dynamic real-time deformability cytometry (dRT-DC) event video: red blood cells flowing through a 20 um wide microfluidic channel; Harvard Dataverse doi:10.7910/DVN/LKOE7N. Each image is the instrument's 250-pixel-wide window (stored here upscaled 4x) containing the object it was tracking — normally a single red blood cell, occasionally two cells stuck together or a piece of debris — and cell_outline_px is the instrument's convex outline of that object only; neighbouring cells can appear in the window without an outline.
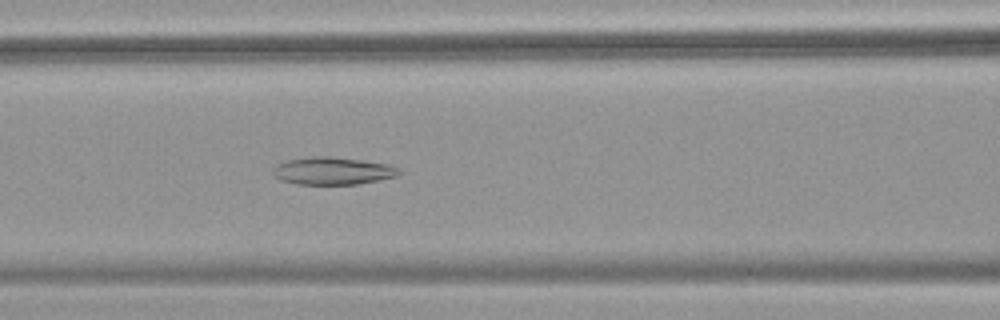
{"species": "common noctule bat (a hibernating species)", "species_latin": "Nyctalus noctula", "temperature_condition": "warm", "stored_images_in_passage": 50, "camera_frame_rate_fps": 3000, "um_per_image_px": 0.085, "animal": {"sex": "female", "body_mass_g": 18.4}, "frame": {"image": 1, "passage_image": 24, "time_ms": 7.667, "image_size_px": [1000, 320], "cell_outline_px": [[400, 172], [396, 176], [356, 184], [300, 184], [280, 180], [272, 172], [272, 168], [276, 164], [288, 160], [312, 156], [332, 156], [388, 164], [396, 168]], "centroid_in_image_um": [28.22, 14.51], "position_along_channel_um": 138.4, "area_um2": 19.94}}
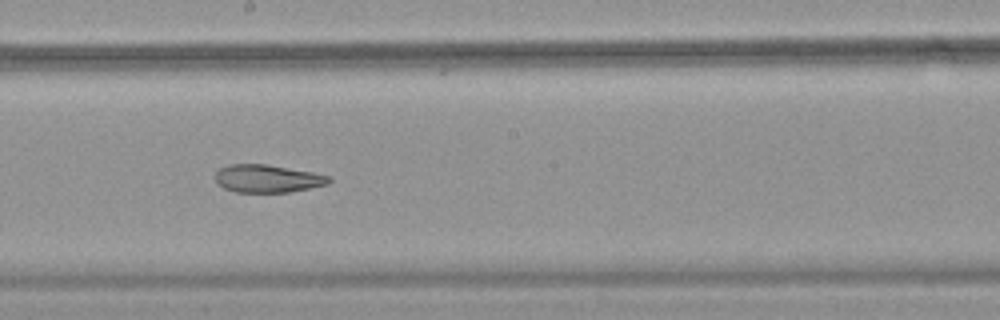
{"frame": {"image": 2, "passage_image": 31, "time_ms": 10.0, "image_size_px": [1000, 320], "cell_outline_px": [[332, 180], [328, 184], [288, 192], [236, 192], [224, 188], [216, 184], [216, 172], [220, 168], [228, 164], [268, 164], [312, 172], [332, 176]], "centroid_in_image_um": [22.74, 15.17], "position_along_channel_um": 225.5, "area_um2": 18.5}}
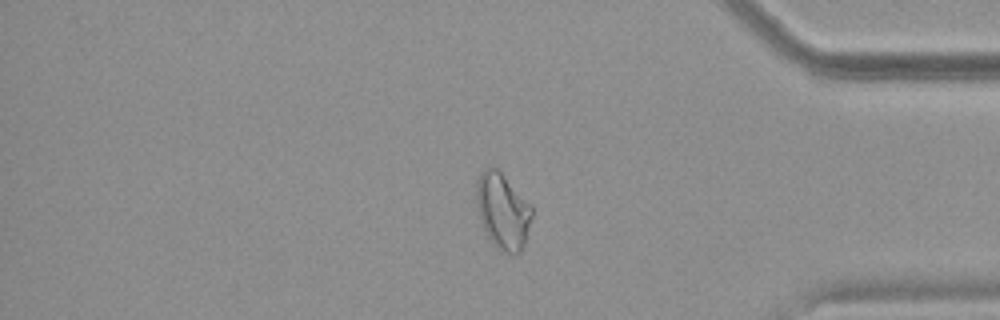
{"frame": {"image": 3, "passage_image": 46, "time_ms": 15.0, "image_size_px": [1000, 320], "cell_outline_px": [[532, 216], [524, 244], [520, 252], [508, 252], [496, 248], [488, 236], [480, 220], [476, 208], [476, 180], [480, 172], [488, 164], [492, 164], [532, 204]], "centroid_in_image_um": [42.7, 17.87], "position_along_channel_um": 392.5, "area_um2": 24.62}}